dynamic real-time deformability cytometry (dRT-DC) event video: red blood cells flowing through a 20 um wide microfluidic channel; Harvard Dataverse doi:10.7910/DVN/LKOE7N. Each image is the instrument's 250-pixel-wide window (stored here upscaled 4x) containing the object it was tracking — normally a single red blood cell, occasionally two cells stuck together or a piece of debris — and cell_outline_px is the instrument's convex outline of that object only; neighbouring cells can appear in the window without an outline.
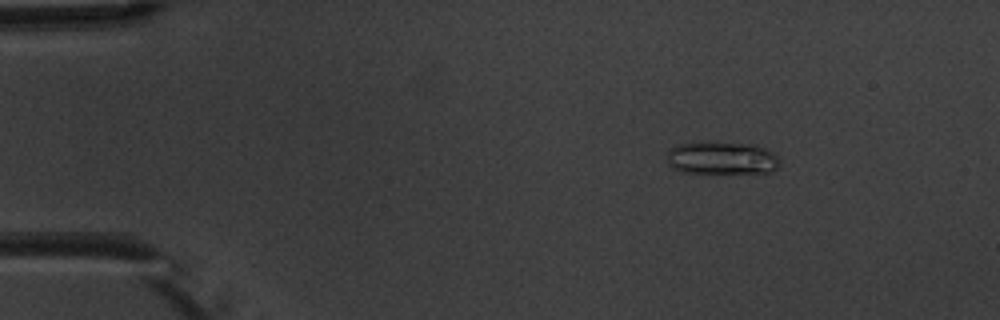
{"species": "common noctule bat (a hibernating species)", "species_latin": "Nyctalus noctula", "temperature_condition": "warm", "stored_images_in_passage": 4, "camera_frame_rate_fps": 3000, "um_per_image_px": 0.085, "animal": {"sex": "male", "body_mass_g": 20.1, "forearm_length_mm": 53.5}, "frame": {"image": 1, "passage_image": 1, "time_ms": 0.0, "image_size_px": [1000, 320], "cell_outline_px": [[780, 164], [776, 168], [768, 172], [680, 172], [672, 168], [668, 164], [668, 152], [676, 144], [704, 140], [756, 144], [772, 152], [780, 160]], "centroid_in_image_um": [61.32, 13.39], "position_along_channel_um": 23.7, "area_um2": 21.85}}
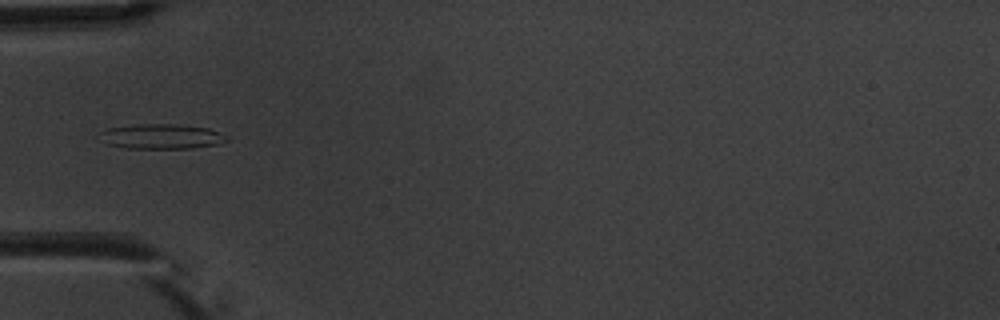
{"frame": {"image": 2, "passage_image": 4, "time_ms": 3.333, "image_size_px": [1000, 320], "cell_outline_px": [[228, 140], [220, 144], [192, 148], [124, 148], [108, 144], [96, 140], [100, 132], [108, 128], [136, 124], [176, 124], [208, 128], [220, 132], [228, 136]], "centroid_in_image_um": [13.69, 11.6], "position_along_channel_um": 71.3, "area_um2": 18.73}}